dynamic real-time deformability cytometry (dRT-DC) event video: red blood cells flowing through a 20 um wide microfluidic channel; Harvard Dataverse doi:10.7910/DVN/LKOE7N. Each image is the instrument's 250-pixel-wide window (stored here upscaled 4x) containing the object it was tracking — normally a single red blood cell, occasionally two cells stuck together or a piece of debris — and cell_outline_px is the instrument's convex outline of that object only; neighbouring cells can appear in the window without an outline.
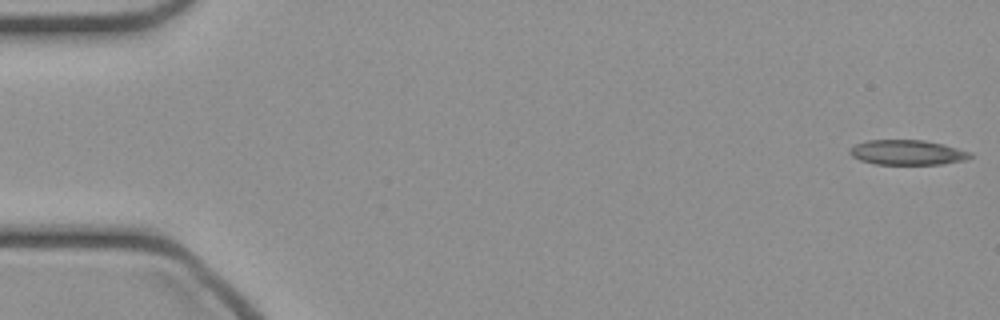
{"species": "common noctule bat (a hibernating species)", "species_latin": "Nyctalus noctula", "temperature_condition": "cold", "stored_images_in_passage": 47, "camera_frame_rate_fps": 3000, "um_per_image_px": 0.085, "animal": {"sex": "female", "body_mass_g": 21.9}, "frame": {"image": 1, "passage_image": 1, "time_ms": 0.0, "image_size_px": [1000, 320], "cell_outline_px": [[972, 156], [968, 160], [944, 164], [876, 164], [860, 160], [852, 156], [848, 152], [856, 144], [868, 140], [924, 140], [972, 152]], "centroid_in_image_um": [77.15, 12.97], "position_along_channel_um": 7.9, "area_um2": 17.4}}
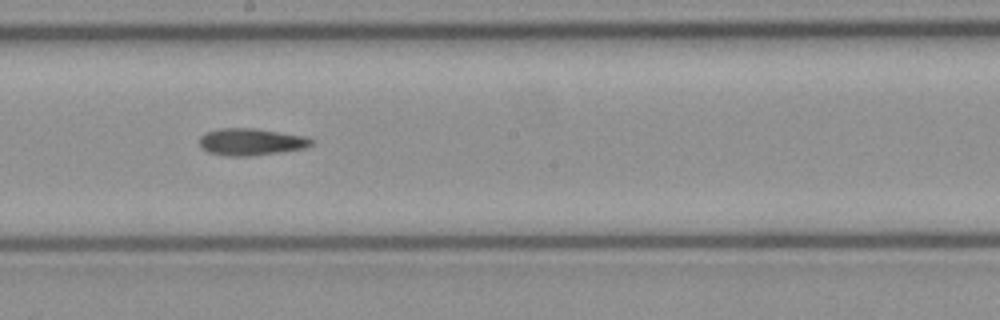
{"frame": {"image": 2, "passage_image": 26, "time_ms": 8.333, "image_size_px": [1000, 320], "cell_outline_px": [[316, 140], [312, 144], [304, 148], [248, 156], [224, 156], [208, 152], [200, 148], [200, 136], [208, 132], [220, 128], [252, 128], [308, 136]], "centroid_in_image_um": [21.34, 12.05], "position_along_channel_um": 226.9, "area_um2": 17.57}}
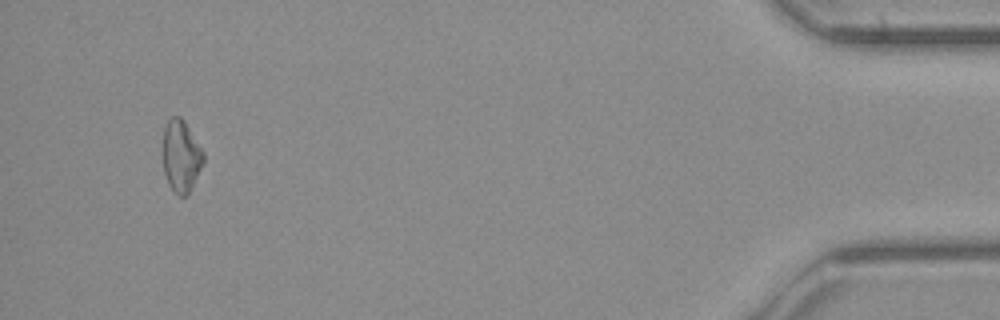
{"frame": {"image": 3, "passage_image": 45, "time_ms": 14.667, "image_size_px": [1000, 320], "cell_outline_px": [[204, 160], [188, 196], [180, 196], [168, 184], [164, 172], [164, 128], [168, 120], [172, 116], [180, 116], [184, 120], [204, 152]], "centroid_in_image_um": [15.41, 13.26], "position_along_channel_um": 419.8, "area_um2": 16.76}}